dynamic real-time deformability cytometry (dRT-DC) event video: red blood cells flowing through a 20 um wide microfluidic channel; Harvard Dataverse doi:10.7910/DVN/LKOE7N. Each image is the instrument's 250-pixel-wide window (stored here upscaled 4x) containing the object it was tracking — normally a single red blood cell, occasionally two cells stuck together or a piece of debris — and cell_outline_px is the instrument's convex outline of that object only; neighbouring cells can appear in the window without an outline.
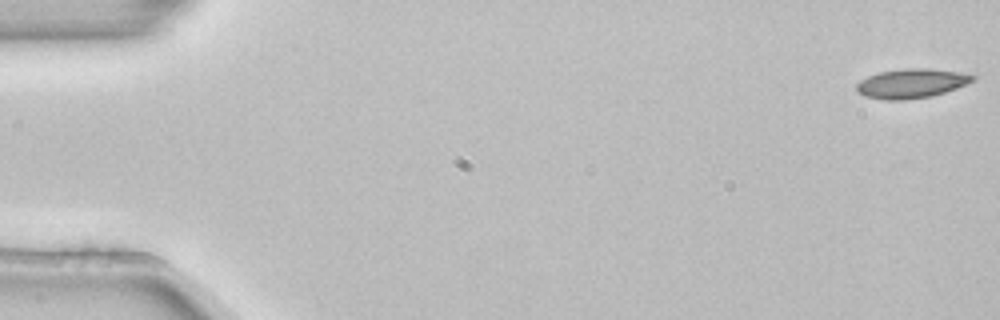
{"species": "common noctule bat (a hibernating species)", "species_latin": "Nyctalus noctula", "temperature_condition": "room temperature", "stored_images_in_passage": 3, "camera_frame_rate_fps": 3000, "um_per_image_px": 0.085, "animal": {"sex": "female", "body_mass_g": 22.7, "forearm_length_mm": 54.2}, "frame": {"image": 1, "passage_image": 1, "time_ms": 0.0, "image_size_px": [1000, 320], "cell_outline_px": [[976, 80], [956, 88], [932, 96], [904, 100], [884, 100], [864, 96], [856, 92], [856, 84], [860, 80], [868, 76], [880, 72], [904, 68], [928, 68], [960, 72], [976, 76]], "centroid_in_image_um": [77.45, 7.09], "position_along_channel_um": 7.5, "area_um2": 20.0}}